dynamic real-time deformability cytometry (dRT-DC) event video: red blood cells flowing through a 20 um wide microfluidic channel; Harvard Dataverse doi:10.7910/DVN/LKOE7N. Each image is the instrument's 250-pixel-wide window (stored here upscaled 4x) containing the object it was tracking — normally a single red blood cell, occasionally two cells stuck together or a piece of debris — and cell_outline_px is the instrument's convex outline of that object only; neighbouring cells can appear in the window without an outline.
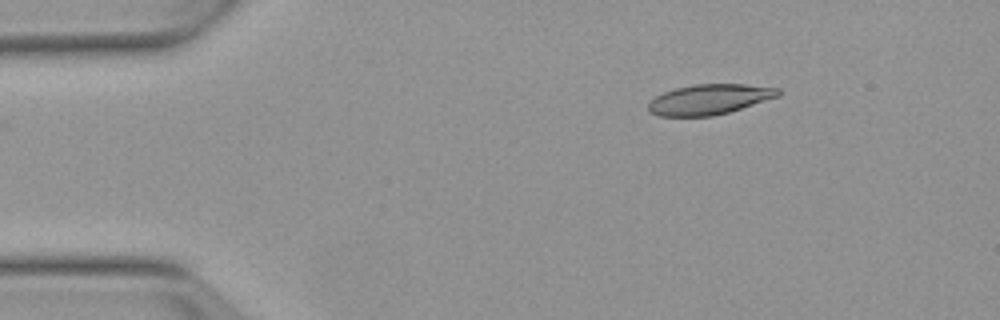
{"species": "Egyptian fruit bat (a non-hibernating species)", "species_latin": "Rousettus aegyptiacus", "temperature_condition": "warm", "stored_images_in_passage": 41, "camera_frame_rate_fps": 3000, "um_per_image_px": 0.085, "animal": {"sex": "female"}, "frame": {"image": 1, "passage_image": 1, "time_ms": 0.0, "image_size_px": [1000, 320], "cell_outline_px": [[780, 96], [728, 112], [712, 116], [660, 116], [648, 112], [648, 104], [656, 96], [664, 92], [676, 88], [696, 84], [744, 84], [780, 88]], "centroid_in_image_um": [60.3, 8.44], "position_along_channel_um": 24.7, "area_um2": 22.77}}
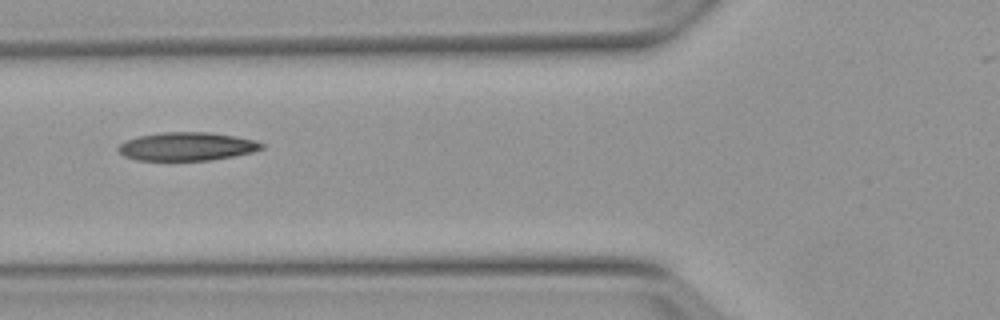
{"frame": {"image": 2, "passage_image": 13, "time_ms": 4.0, "image_size_px": [1000, 320], "cell_outline_px": [[264, 148], [252, 152], [212, 160], [136, 160], [124, 156], [116, 148], [124, 140], [136, 136], [160, 132], [208, 132], [236, 136], [256, 140], [264, 144]], "centroid_in_image_um": [15.86, 12.44], "position_along_channel_um": 109.9, "area_um2": 23.87}}
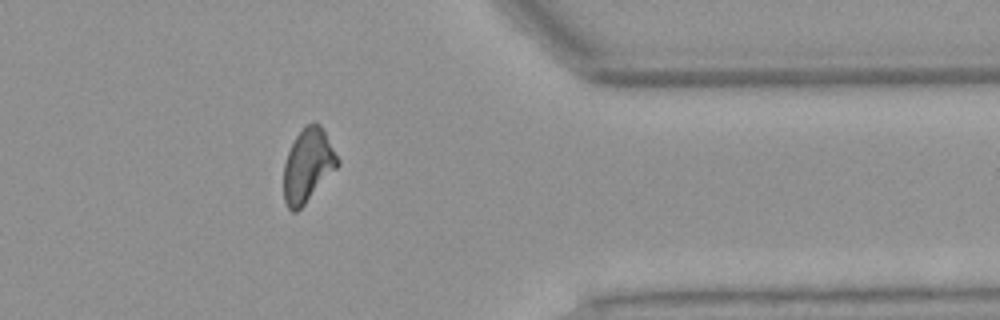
{"frame": {"image": 3, "passage_image": 36, "time_ms": 11.667, "image_size_px": [1000, 320], "cell_outline_px": [[340, 164], [304, 204], [296, 212], [292, 212], [288, 208], [284, 200], [284, 164], [288, 152], [296, 136], [304, 124], [320, 124], [324, 128], [340, 160]], "centroid_in_image_um": [26.18, 14.03], "position_along_channel_um": 385.2, "area_um2": 22.95}, "authors_computed_cell_mechanics": {"area_um2": 23.6402, "velocity_mm_per_s": 3.8109, "shape_relaxation_time_tau1_ms": null, "shape_relaxation_time_tau2_ms": 3.9214, "deformation_change_tau1": null, "deformation_change_tau2": 0.1253}}